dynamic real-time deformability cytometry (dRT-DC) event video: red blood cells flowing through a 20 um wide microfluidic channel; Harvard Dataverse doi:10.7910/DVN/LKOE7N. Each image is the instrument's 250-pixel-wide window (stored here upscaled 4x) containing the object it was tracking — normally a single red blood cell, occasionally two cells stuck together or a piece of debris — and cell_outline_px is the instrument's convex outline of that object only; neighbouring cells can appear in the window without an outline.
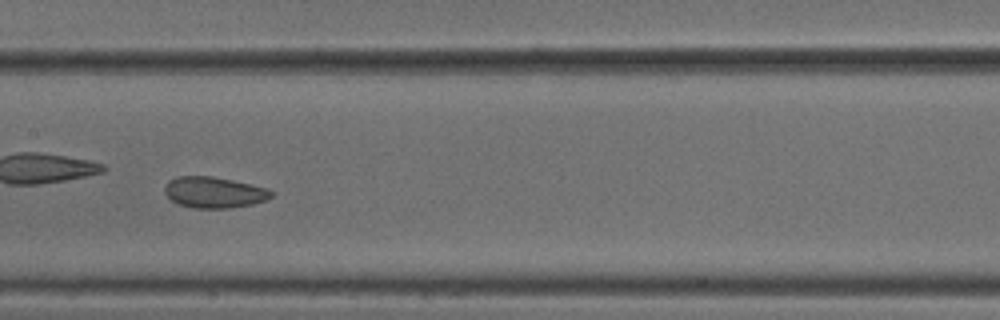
{"species": "common noctule bat (a hibernating species)", "species_latin": "Nyctalus noctula", "temperature_condition": "cold", "stored_images_in_passage": 46, "camera_frame_rate_fps": 3000, "um_per_image_px": 0.085, "animal": {"sex": "male", "body_mass_g": 18.8}, "frame": {"image": 1, "passage_image": 20, "time_ms": 6.333, "image_size_px": [1000, 320], "cell_outline_px": [[272, 196], [264, 200], [252, 204], [232, 208], [196, 208], [180, 204], [172, 200], [164, 192], [164, 188], [168, 180], [176, 176], [212, 176], [252, 184], [268, 188], [272, 192]], "centroid_in_image_um": [18.19, 16.34], "position_along_channel_um": 189.2, "area_um2": 19.25}, "authors_computed_cell_mechanics": {"area_um2": 20.8658, "velocity_mm_per_s": 3.7976, "shape_relaxation_time_tau1_ms": 2.9647, "shape_relaxation_time_tau2_ms": 2.0273, "deformation_change_tau1": 0.0472, "deformation_change_tau2": 0.0735}}